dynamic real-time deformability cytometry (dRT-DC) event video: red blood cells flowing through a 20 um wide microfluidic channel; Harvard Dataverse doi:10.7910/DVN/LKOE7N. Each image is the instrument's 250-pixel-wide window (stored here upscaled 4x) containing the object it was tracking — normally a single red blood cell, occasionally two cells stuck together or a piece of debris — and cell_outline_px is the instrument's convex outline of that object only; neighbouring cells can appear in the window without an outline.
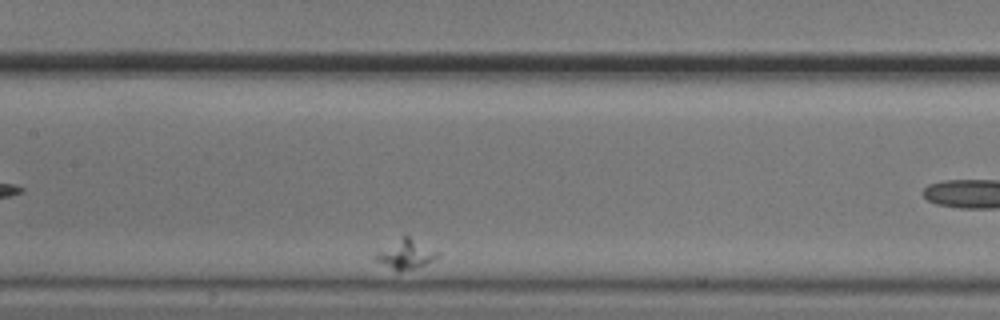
{"species": "common noctule bat (a hibernating species)", "species_latin": "Nyctalus noctula", "temperature_condition": "cold", "stored_images_in_passage": 52, "segment_of_instrument_passage": [1, 2], "camera_frame_rate_fps": 3000, "um_per_image_px": 0.085, "animal": {"sex": "male", "body_mass_g": 20.5, "forearm_length_mm": 52.5}, "frame": {"image": 1, "passage_image": 21, "time_ms": 6.667, "image_size_px": [1000, 320], "cell_outline_px": [[440, 256], [424, 264], [400, 272], [396, 272], [372, 260], [372, 256], [376, 252], [404, 236], [408, 236], [440, 252]], "centroid_in_image_um": [34.43, 21.65], "position_along_channel_um": 173.0, "area_um2": 10.58}}
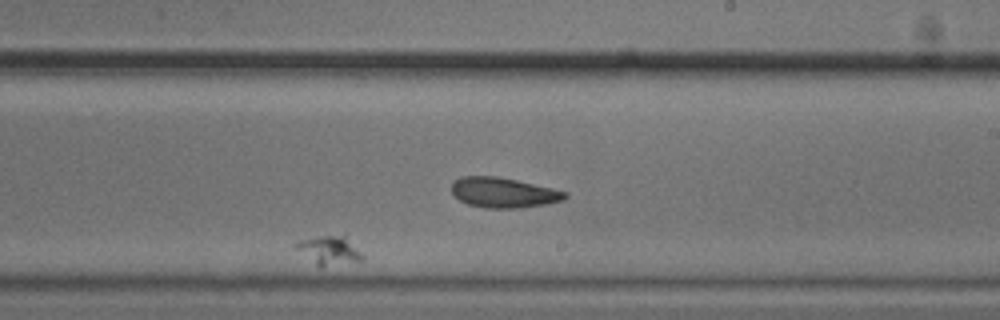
{"frame": {"image": 2, "passage_image": 31, "time_ms": 10.0, "image_size_px": [1000, 320], "cell_outline_px": [[364, 256], [360, 260], [320, 268], [296, 248], [292, 244], [296, 240], [320, 236], [344, 236]], "centroid_in_image_um": [27.91, 21.29], "position_along_channel_um": 261.1, "area_um2": 10.87}}
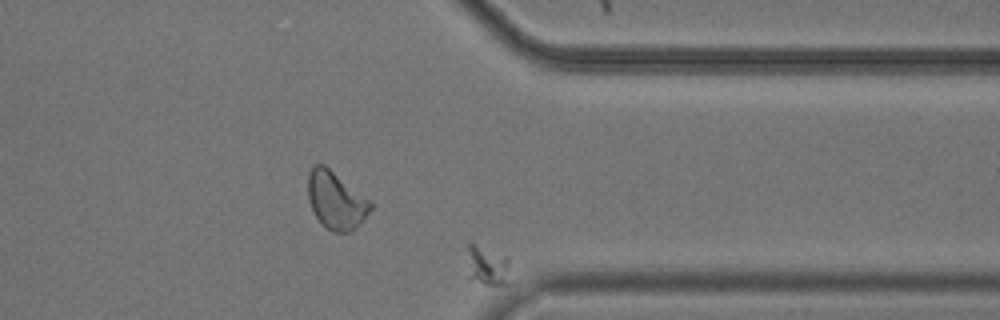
{"frame": {"image": 3, "passage_image": 43, "time_ms": 14.0, "image_size_px": [1000, 320], "cell_outline_px": [[516, 284], [484, 284], [468, 276], [468, 240], [472, 240], [508, 256]], "centroid_in_image_um": [41.55, 22.55], "position_along_channel_um": 369.9, "area_um2": 10.98}}